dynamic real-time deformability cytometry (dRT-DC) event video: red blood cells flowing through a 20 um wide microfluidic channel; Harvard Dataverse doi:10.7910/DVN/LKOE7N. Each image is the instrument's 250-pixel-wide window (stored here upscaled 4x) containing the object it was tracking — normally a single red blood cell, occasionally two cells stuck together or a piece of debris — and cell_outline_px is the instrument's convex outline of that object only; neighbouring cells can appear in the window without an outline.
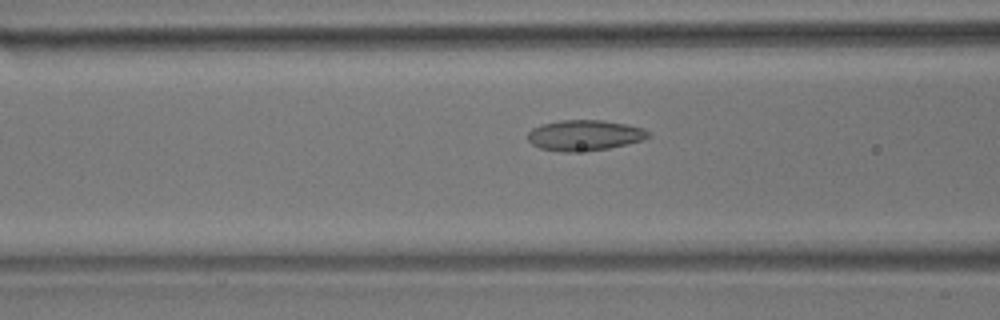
{"species": "common noctule bat (a hibernating species)", "species_latin": "Nyctalus noctula", "temperature_condition": "room temperature", "stored_images_in_passage": 54, "camera_frame_rate_fps": 3000, "um_per_image_px": 0.085, "animal": {"sex": "male", "body_mass_g": 17.9}, "frame": {"image": 1, "passage_image": 21, "time_ms": 6.667, "image_size_px": [1000, 320], "cell_outline_px": [[652, 136], [640, 140], [608, 148], [572, 152], [560, 152], [540, 148], [532, 144], [528, 140], [528, 132], [532, 128], [540, 124], [560, 120], [604, 120], [644, 128]], "centroid_in_image_um": [49.64, 11.49], "position_along_channel_um": 117.0, "area_um2": 21.39}}
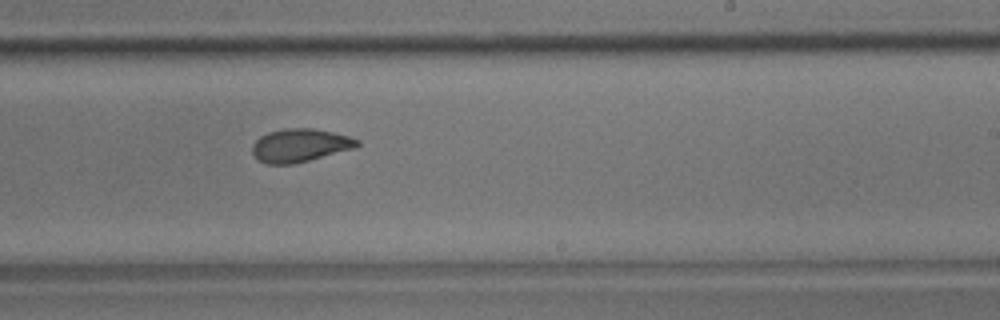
{"frame": {"image": 2, "passage_image": 33, "time_ms": 10.667, "image_size_px": [1000, 320], "cell_outline_px": [[360, 144], [356, 148], [292, 164], [268, 164], [260, 160], [252, 152], [252, 144], [260, 136], [268, 132], [288, 128], [312, 128], [332, 132], [348, 136], [360, 140]], "centroid_in_image_um": [25.51, 12.35], "position_along_channel_um": 263.5, "area_um2": 20.11}}
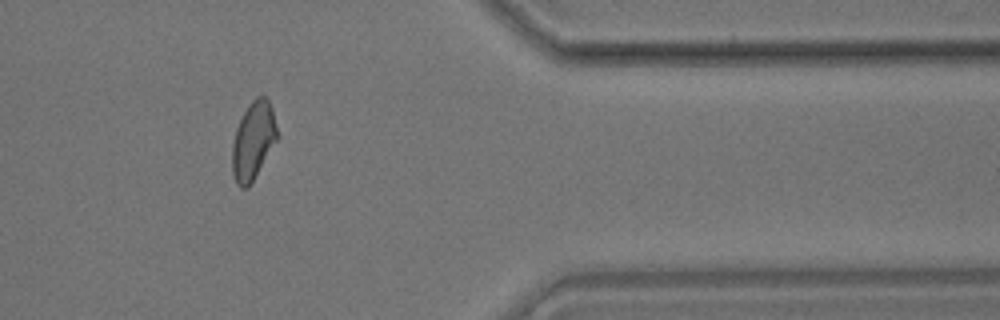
{"frame": {"image": 3, "passage_image": 45, "time_ms": 14.667, "image_size_px": [1000, 320], "cell_outline_px": [[280, 136], [248, 188], [240, 188], [236, 184], [232, 172], [232, 144], [236, 128], [248, 104], [256, 96], [264, 96], [268, 100], [272, 108]], "centroid_in_image_um": [21.54, 11.96], "position_along_channel_um": 389.9, "area_um2": 20.63}, "authors_computed_cell_mechanics": {"area_um2": 20.8947, "velocity_mm_per_s": 3.6669, "shape_relaxation_time_tau1_ms": 8.2126, "shape_relaxation_time_tau2_ms": 1.5601, "deformation_change_tau1": 0.1631, "deformation_change_tau2": 0.0712}}